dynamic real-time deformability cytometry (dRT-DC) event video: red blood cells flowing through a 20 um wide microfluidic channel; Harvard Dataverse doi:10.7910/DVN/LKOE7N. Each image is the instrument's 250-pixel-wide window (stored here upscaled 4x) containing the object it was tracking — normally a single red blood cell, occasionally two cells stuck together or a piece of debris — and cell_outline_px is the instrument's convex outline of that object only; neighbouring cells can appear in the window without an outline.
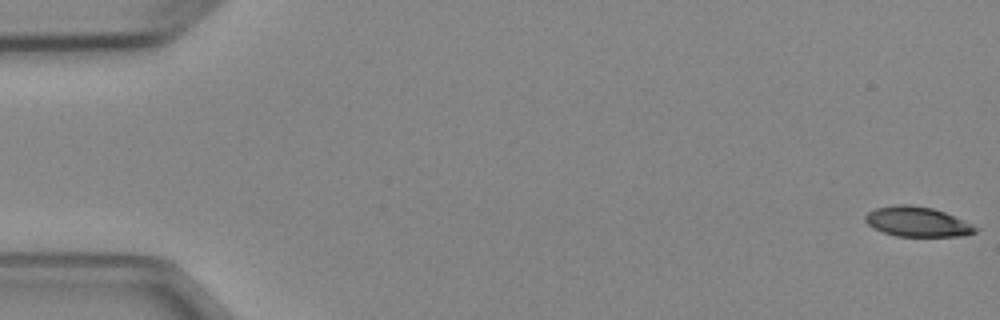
{"species": "Egyptian fruit bat (a non-hibernating species)", "species_latin": "Rousettus aegyptiacus", "temperature_condition": "cold", "stored_images_in_passage": 5, "camera_frame_rate_fps": 3000, "um_per_image_px": 0.085, "animal": {"sex": "female"}, "frame": {"image": 1, "passage_image": 1, "time_ms": 0.0, "image_size_px": [1000, 320], "cell_outline_px": [[980, 228], [976, 232], [964, 236], [896, 236], [872, 228], [864, 220], [864, 216], [868, 212], [876, 208], [896, 204], [912, 204], [932, 208], [944, 212], [972, 224]], "centroid_in_image_um": [77.96, 18.84], "position_along_channel_um": 7.0, "area_um2": 19.25}}
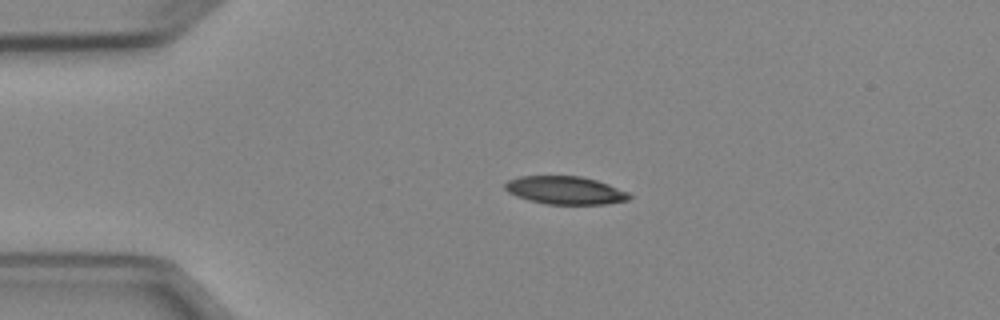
{"frame": {"image": 2, "passage_image": 4, "time_ms": 3.667, "image_size_px": [1000, 320], "cell_outline_px": [[632, 196], [628, 200], [604, 204], [548, 204], [528, 200], [516, 196], [508, 192], [504, 188], [504, 184], [508, 180], [520, 176], [580, 176], [596, 180], [608, 184], [628, 192]], "centroid_in_image_um": [48.02, 16.17], "position_along_channel_um": 37.0, "area_um2": 20.23}}